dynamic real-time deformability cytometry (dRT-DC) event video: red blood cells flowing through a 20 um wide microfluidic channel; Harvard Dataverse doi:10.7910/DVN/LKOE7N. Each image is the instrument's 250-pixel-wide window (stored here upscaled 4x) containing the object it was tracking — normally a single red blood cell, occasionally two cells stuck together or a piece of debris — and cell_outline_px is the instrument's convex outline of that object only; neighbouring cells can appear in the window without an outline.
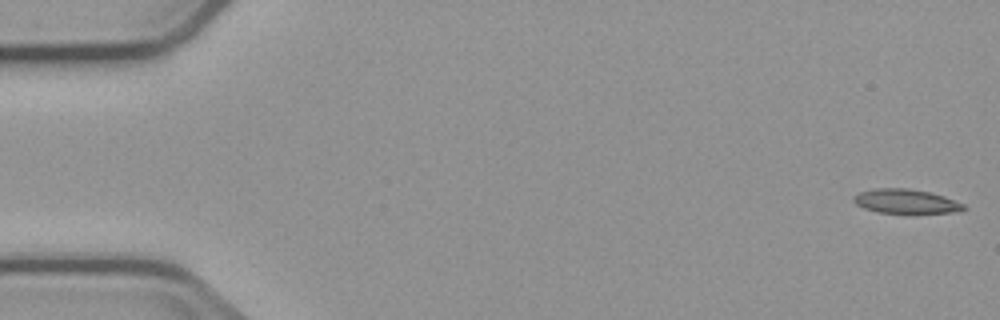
{"species": "common noctule bat (a hibernating species)", "species_latin": "Nyctalus noctula", "temperature_condition": "cold", "stored_images_in_passage": 4, "camera_frame_rate_fps": 3000, "um_per_image_px": 0.085, "animal": {"sex": "male", "body_mass_g": 23.1, "forearm_length_mm": 52.7}, "frame": {"image": 1, "passage_image": 1, "time_ms": 0.0, "image_size_px": [1000, 320], "cell_outline_px": [[968, 208], [952, 212], [880, 212], [864, 208], [856, 204], [852, 200], [852, 196], [860, 192], [876, 188], [908, 188], [928, 192], [944, 196], [964, 204]], "centroid_in_image_um": [76.96, 17.09], "position_along_channel_um": 8.0, "area_um2": 15.2}}